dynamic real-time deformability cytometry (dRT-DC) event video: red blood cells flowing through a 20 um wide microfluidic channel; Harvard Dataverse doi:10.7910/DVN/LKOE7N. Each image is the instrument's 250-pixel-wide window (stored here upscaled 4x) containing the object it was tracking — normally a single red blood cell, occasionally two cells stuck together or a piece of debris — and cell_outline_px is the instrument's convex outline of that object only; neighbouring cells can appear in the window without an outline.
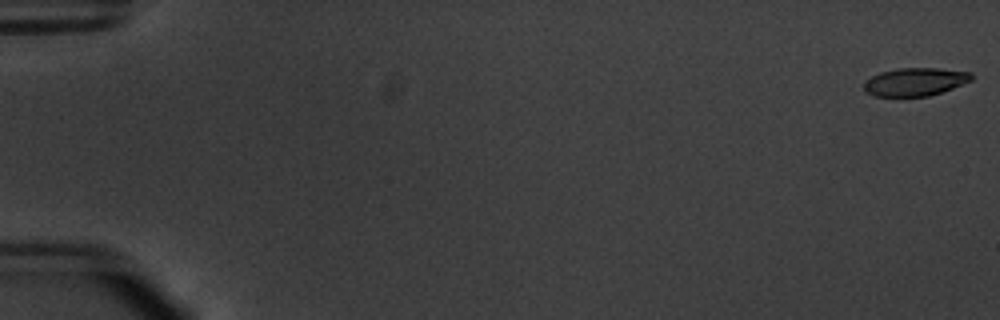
{"species": "common noctule bat (a hibernating species)", "species_latin": "Nyctalus noctula", "temperature_condition": "warm", "stored_images_in_passage": 55, "camera_frame_rate_fps": 3000, "um_per_image_px": 0.085, "animal": {"sex": "male", "body_mass_g": 20.1, "forearm_length_mm": 53.5}, "frame": {"image": 1, "passage_image": 1, "time_ms": 0.0, "image_size_px": [1000, 320], "cell_outline_px": [[976, 76], [972, 80], [952, 88], [928, 96], [872, 96], [864, 92], [864, 80], [880, 72], [900, 68], [936, 68], [972, 72]], "centroid_in_image_um": [77.78, 6.95], "position_along_channel_um": 7.2, "area_um2": 17.69}}
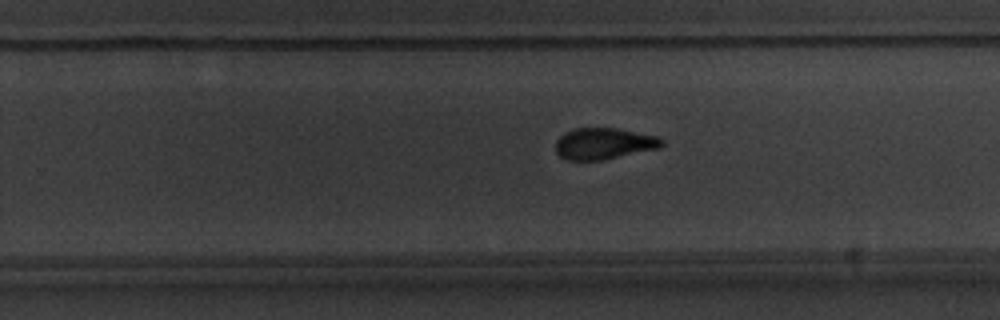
{"frame": {"image": 2, "passage_image": 36, "time_ms": 11.667, "image_size_px": [1000, 320], "cell_outline_px": [[664, 144], [660, 148], [600, 160], [568, 160], [560, 156], [556, 152], [556, 140], [564, 132], [572, 128], [616, 128], [660, 136], [664, 140]], "centroid_in_image_um": [51.34, 12.19], "position_along_channel_um": 278.5, "area_um2": 19.54}}
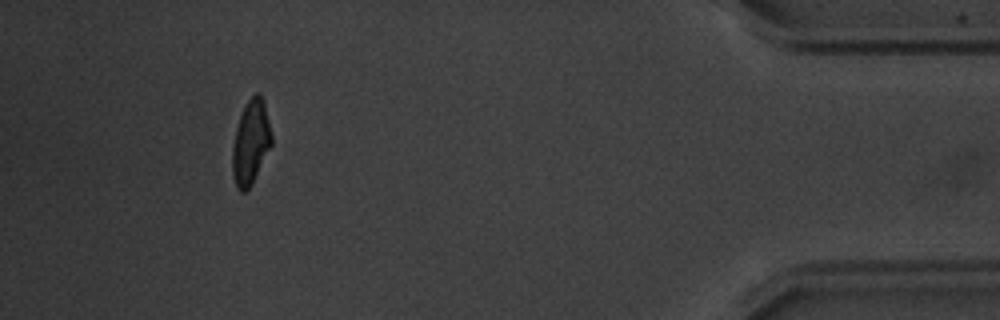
{"frame": {"image": 3, "passage_image": 51, "time_ms": 16.667, "image_size_px": [1000, 320], "cell_outline_px": [[272, 144], [252, 184], [244, 192], [240, 192], [236, 188], [232, 176], [232, 148], [236, 128], [240, 116], [248, 100], [256, 92], [260, 92], [264, 100], [272, 136]], "centroid_in_image_um": [21.31, 12.11], "position_along_channel_um": 413.9, "area_um2": 19.31}, "authors_computed_cell_mechanics": {"area_um2": 19.5942, "velocity_mm_per_s": 3.799, "shape_relaxation_time_tau1_ms": 3.7738, "shape_relaxation_time_tau2_ms": 1.5176, "deformation_change_tau1": 0.186, "deformation_change_tau2": 0.0831}}